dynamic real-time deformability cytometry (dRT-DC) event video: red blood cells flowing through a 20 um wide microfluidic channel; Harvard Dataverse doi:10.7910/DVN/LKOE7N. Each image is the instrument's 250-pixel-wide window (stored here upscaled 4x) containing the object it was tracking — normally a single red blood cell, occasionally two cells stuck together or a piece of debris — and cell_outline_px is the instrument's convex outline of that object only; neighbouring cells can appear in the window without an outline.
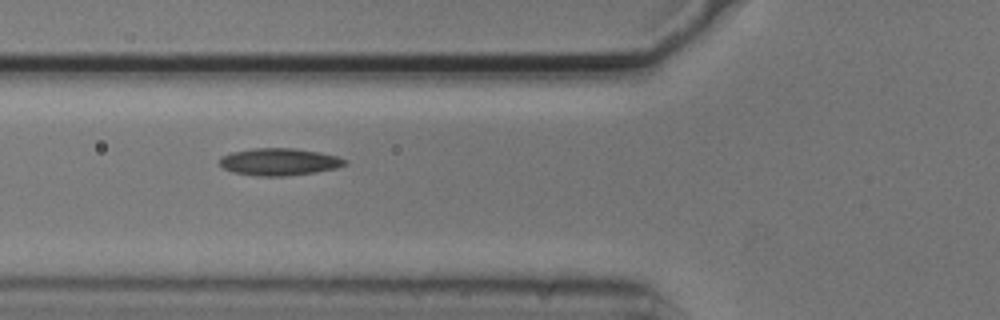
{"species": "common noctule bat (a hibernating species)", "species_latin": "Nyctalus noctula", "temperature_condition": "cold", "stored_images_in_passage": 14, "camera_frame_rate_fps": 3000, "um_per_image_px": 0.085, "animal": {"sex": "male", "body_mass_g": 20.5, "forearm_length_mm": 52.5}, "frame": {"image": 1, "passage_image": 5, "time_ms": 1.333, "image_size_px": [1000, 320], "cell_outline_px": [[348, 164], [336, 168], [316, 172], [288, 176], [256, 176], [232, 172], [224, 168], [220, 164], [220, 156], [232, 152], [252, 148], [296, 148], [320, 152], [336, 156], [348, 160]], "centroid_in_image_um": [23.75, 13.75], "position_along_channel_um": 102.1, "area_um2": 20.06}}